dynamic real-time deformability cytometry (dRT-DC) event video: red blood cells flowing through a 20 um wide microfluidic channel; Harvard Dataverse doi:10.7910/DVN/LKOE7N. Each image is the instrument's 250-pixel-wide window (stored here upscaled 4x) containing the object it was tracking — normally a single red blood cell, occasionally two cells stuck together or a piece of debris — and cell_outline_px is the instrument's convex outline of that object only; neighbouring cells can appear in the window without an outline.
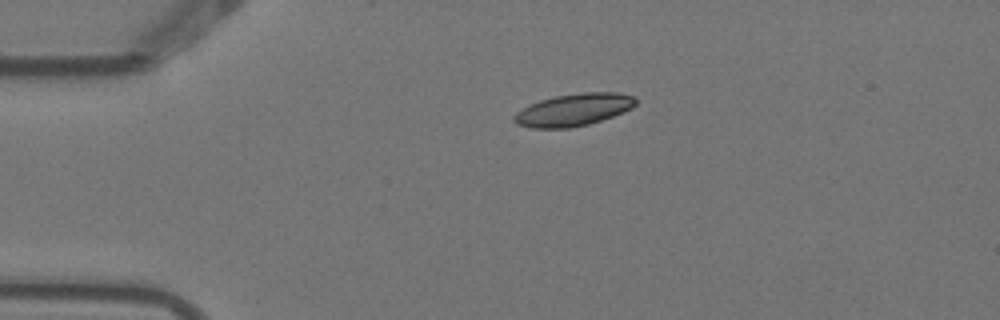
{"species": "Egyptian fruit bat (a non-hibernating species)", "species_latin": "Rousettus aegyptiacus", "temperature_condition": "warm", "stored_images_in_passage": 1, "camera_frame_rate_fps": 3000, "um_per_image_px": 0.085, "animal": {"sex": "female"}, "frame": {"image": 1, "passage_image": 1, "time_ms": 0.0, "image_size_px": [1000, 320], "cell_outline_px": [[636, 104], [632, 108], [612, 116], [588, 124], [568, 128], [532, 128], [516, 124], [512, 120], [512, 116], [516, 112], [540, 100], [556, 96], [584, 92], [620, 92], [636, 96]], "centroid_in_image_um": [48.77, 9.33], "position_along_channel_um": 36.2, "area_um2": 22.83}}